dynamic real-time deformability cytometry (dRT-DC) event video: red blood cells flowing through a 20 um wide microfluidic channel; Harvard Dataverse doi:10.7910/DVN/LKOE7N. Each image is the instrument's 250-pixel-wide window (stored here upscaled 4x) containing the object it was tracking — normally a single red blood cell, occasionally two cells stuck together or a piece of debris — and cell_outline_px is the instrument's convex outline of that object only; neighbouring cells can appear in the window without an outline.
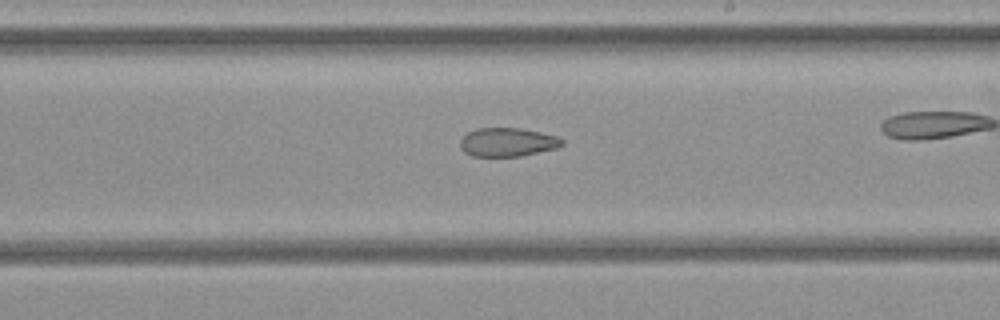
{"species": "common noctule bat (a hibernating species)", "species_latin": "Nyctalus noctula", "temperature_condition": "cold", "stored_images_in_passage": 27, "camera_frame_rate_fps": 3000, "um_per_image_px": 0.085, "animal": {"sex": "female", "body_mass_g": 21.9}, "frame": {"image": 1, "passage_image": 20, "time_ms": 6.333, "image_size_px": [1000, 320], "cell_outline_px": [[564, 144], [556, 148], [520, 156], [472, 156], [464, 152], [460, 148], [460, 140], [468, 132], [476, 128], [520, 128], [540, 132], [556, 136], [564, 140]], "centroid_in_image_um": [43.12, 12.08], "position_along_channel_um": 245.9, "area_um2": 16.99}}